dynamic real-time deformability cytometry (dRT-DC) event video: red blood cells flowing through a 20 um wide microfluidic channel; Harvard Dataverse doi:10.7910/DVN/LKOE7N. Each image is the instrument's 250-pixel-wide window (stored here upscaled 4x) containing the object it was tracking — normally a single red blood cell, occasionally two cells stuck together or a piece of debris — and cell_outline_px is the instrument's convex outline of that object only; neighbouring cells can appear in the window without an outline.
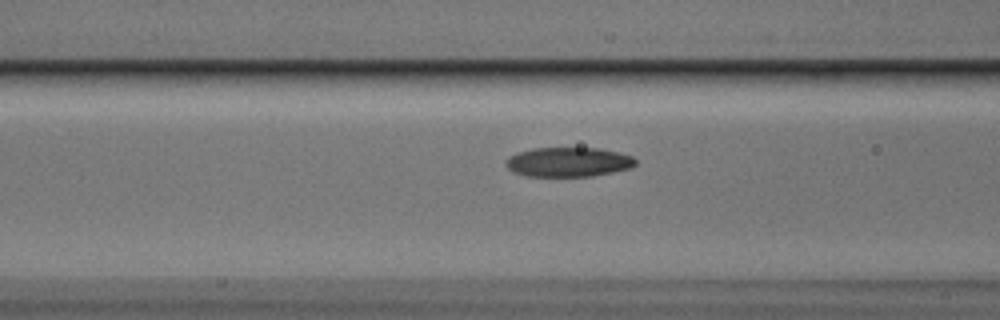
{"species": "Egyptian fruit bat (a non-hibernating species)", "species_latin": "Rousettus aegyptiacus", "temperature_condition": "cold", "stored_images_in_passage": 17, "camera_frame_rate_fps": 3000, "um_per_image_px": 0.085, "animal": {"sex": "male"}, "frame": {"image": 1, "passage_image": 15, "time_ms": 4.667, "image_size_px": [1000, 320], "cell_outline_px": [[636, 164], [632, 168], [592, 176], [528, 176], [512, 172], [504, 164], [508, 156], [532, 148], [600, 148], [620, 152], [632, 156], [636, 160]], "centroid_in_image_um": [48.32, 13.77], "position_along_channel_um": 118.3, "area_um2": 22.43}}